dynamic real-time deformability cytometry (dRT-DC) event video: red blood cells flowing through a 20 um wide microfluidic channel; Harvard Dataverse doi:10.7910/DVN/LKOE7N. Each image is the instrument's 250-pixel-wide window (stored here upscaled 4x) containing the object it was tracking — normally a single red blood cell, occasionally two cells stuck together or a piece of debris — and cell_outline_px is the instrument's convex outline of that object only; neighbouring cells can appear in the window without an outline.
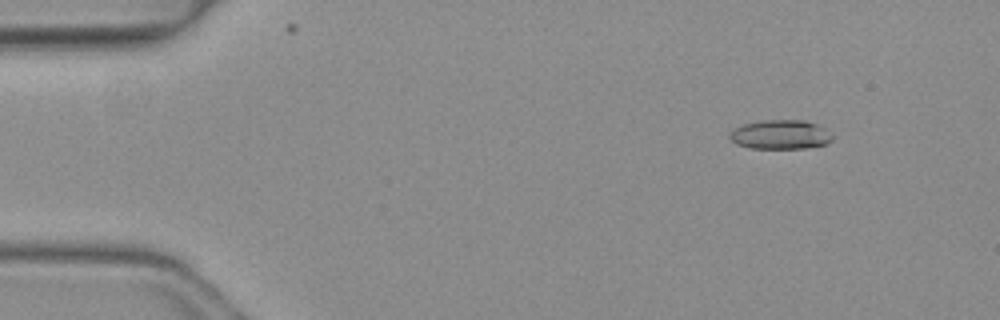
{"species": "common noctule bat (a hibernating species)", "species_latin": "Nyctalus noctula", "temperature_condition": "warm", "stored_images_in_passage": 50, "camera_frame_rate_fps": 3000, "um_per_image_px": 0.085, "animal": {"sex": "female", "body_mass_g": 19.3, "forearm_length_mm": 54.1}, "frame": {"image": 1, "passage_image": 6, "time_ms": 1.667, "image_size_px": [1000, 320], "cell_outline_px": [[832, 140], [824, 144], [804, 148], [752, 148], [736, 144], [728, 136], [732, 128], [740, 124], [760, 120], [804, 120], [816, 124], [824, 128], [832, 136]], "centroid_in_image_um": [66.27, 11.42], "position_along_channel_um": 18.7, "area_um2": 17.51}}
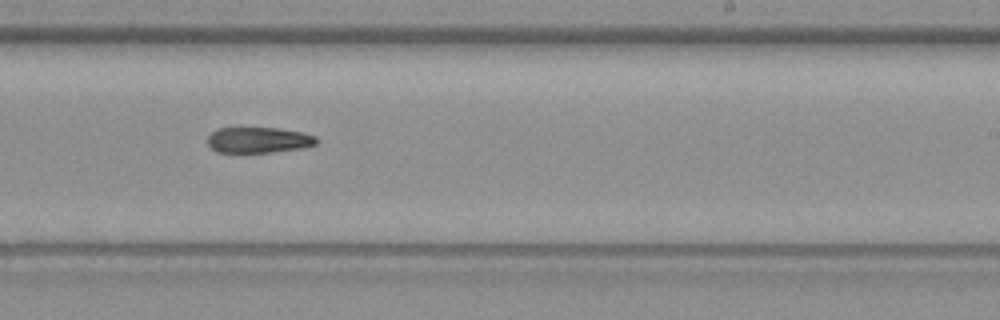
{"frame": {"image": 2, "passage_image": 31, "time_ms": 10.0, "image_size_px": [1000, 320], "cell_outline_px": [[320, 140], [316, 144], [304, 148], [272, 152], [216, 152], [208, 144], [208, 136], [216, 128], [276, 128], [300, 132], [316, 136]], "centroid_in_image_um": [22.0, 11.9], "position_along_channel_um": 267.0, "area_um2": 16.36}}
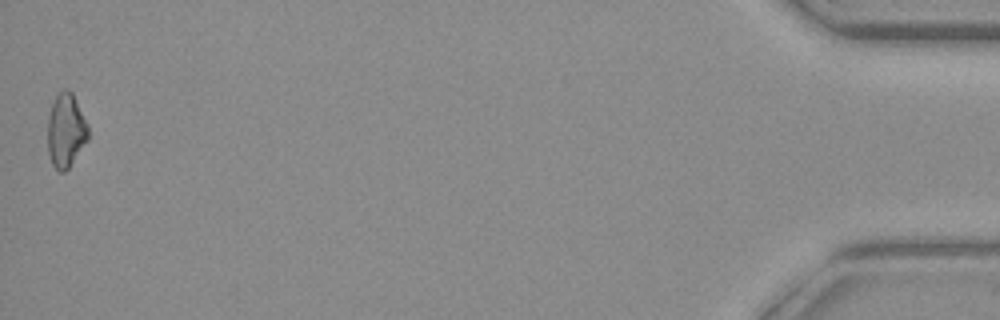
{"frame": {"image": 3, "passage_image": 50, "time_ms": 16.333, "image_size_px": [1000, 320], "cell_outline_px": [[88, 140], [68, 168], [64, 172], [60, 172], [52, 164], [48, 152], [48, 116], [52, 104], [56, 96], [64, 88], [72, 92], [88, 124]], "centroid_in_image_um": [5.6, 11.09], "position_along_channel_um": 429.6, "area_um2": 17.34}}